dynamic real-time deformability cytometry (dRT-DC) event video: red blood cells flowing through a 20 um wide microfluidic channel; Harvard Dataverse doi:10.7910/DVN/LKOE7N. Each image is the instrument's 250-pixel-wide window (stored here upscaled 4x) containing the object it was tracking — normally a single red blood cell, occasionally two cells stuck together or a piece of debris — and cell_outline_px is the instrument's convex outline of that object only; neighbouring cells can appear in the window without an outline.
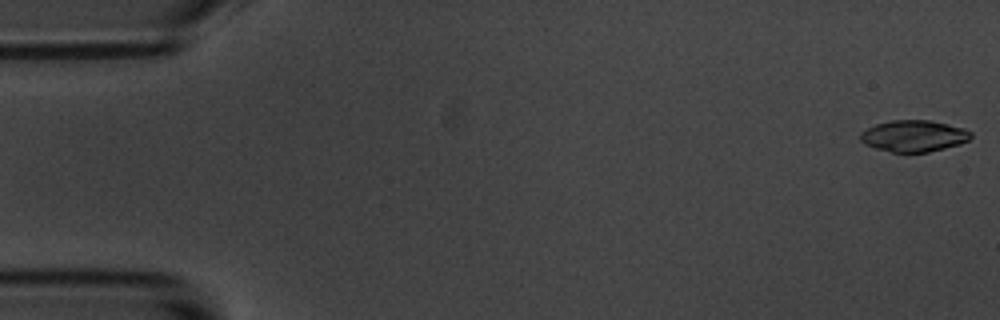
{"species": "common noctule bat (a hibernating species)", "species_latin": "Nyctalus noctula", "temperature_condition": "room temperature", "stored_images_in_passage": 9, "camera_frame_rate_fps": 3000, "um_per_image_px": 0.085, "animal": {"sex": "male", "body_mass_g": 20.1, "forearm_length_mm": 53.5}, "frame": {"image": 1, "passage_image": 1, "time_ms": 0.0, "image_size_px": [1000, 320], "cell_outline_px": [[972, 136], [968, 140], [960, 144], [928, 152], [892, 152], [876, 148], [864, 144], [860, 140], [860, 132], [876, 124], [892, 120], [928, 120], [948, 124], [964, 128], [972, 132]], "centroid_in_image_um": [77.67, 11.55], "position_along_channel_um": 7.3, "area_um2": 20.23}}
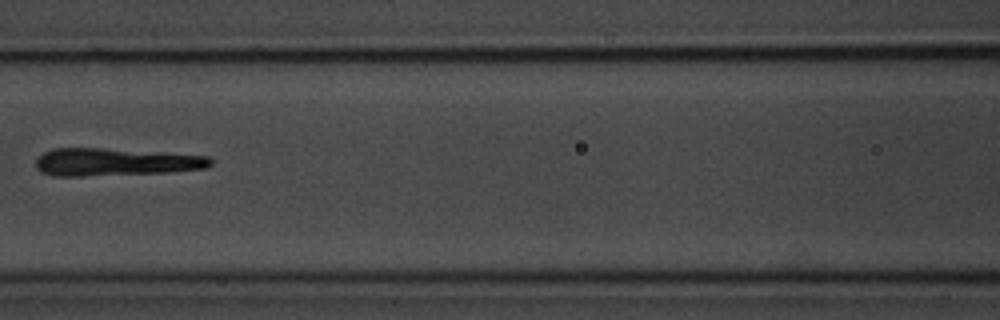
{"frame": {"image": 2, "passage_image": 7, "time_ms": 8.0, "image_size_px": [1000, 320], "cell_outline_px": [[212, 164], [204, 168], [168, 172], [80, 176], [52, 176], [40, 172], [36, 168], [36, 160], [44, 152], [52, 148], [104, 148], [208, 156], [212, 160]], "centroid_in_image_um": [9.74, 13.77], "position_along_channel_um": 156.9, "area_um2": 27.98}}
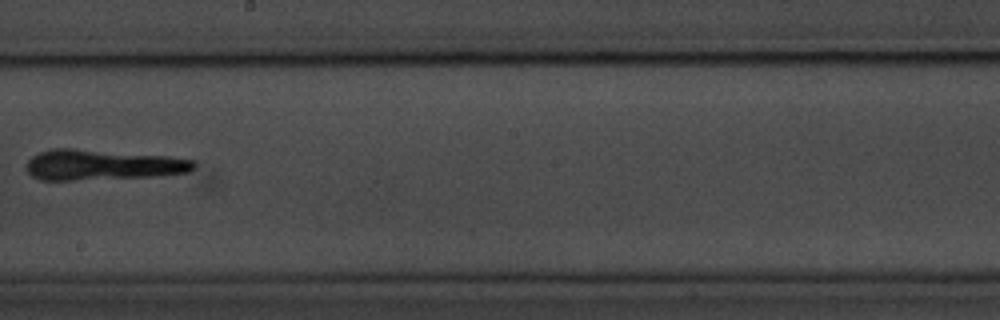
{"frame": {"image": 3, "passage_image": 9, "time_ms": 10.333, "image_size_px": [1000, 320], "cell_outline_px": [[196, 168], [188, 172], [160, 176], [72, 180], [40, 180], [32, 176], [28, 172], [28, 160], [32, 156], [40, 152], [52, 148], [72, 148], [168, 156], [196, 160]], "centroid_in_image_um": [8.75, 14.01], "position_along_channel_um": 239.5, "area_um2": 29.88}}